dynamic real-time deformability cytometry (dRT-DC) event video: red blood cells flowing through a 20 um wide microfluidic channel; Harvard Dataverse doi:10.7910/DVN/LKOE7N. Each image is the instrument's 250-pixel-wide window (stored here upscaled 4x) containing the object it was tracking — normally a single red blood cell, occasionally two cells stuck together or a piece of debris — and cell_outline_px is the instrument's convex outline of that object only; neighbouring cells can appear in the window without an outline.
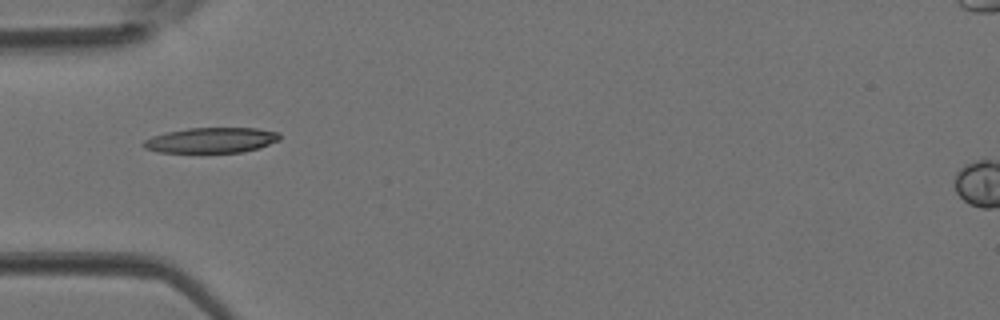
{"species": "Egyptian fruit bat (a non-hibernating species)", "species_latin": "Rousettus aegyptiacus", "temperature_condition": "room temperature", "stored_images_in_passage": 11, "camera_frame_rate_fps": 3000, "um_per_image_px": 0.085, "animal": {"sex": "female"}, "frame": {"image": 1, "passage_image": 1, "time_ms": 0.0, "image_size_px": [1000, 320], "cell_outline_px": [[280, 140], [260, 148], [244, 152], [160, 152], [144, 148], [140, 144], [144, 140], [152, 136], [168, 132], [188, 128], [256, 128], [280, 132]], "centroid_in_image_um": [17.98, 11.92], "position_along_channel_um": 67.0, "area_um2": 20.17}}
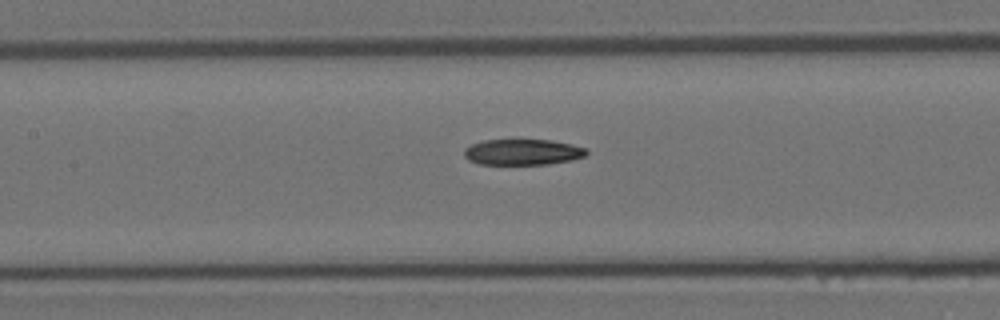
{"frame": {"image": 2, "passage_image": 7, "time_ms": 2.0, "image_size_px": [1000, 320], "cell_outline_px": [[588, 152], [584, 156], [572, 160], [548, 164], [480, 164], [468, 160], [464, 156], [464, 148], [472, 144], [484, 140], [516, 136], [552, 140], [572, 144], [588, 148]], "centroid_in_image_um": [44.42, 12.86], "position_along_channel_um": 163.0, "area_um2": 19.48}}
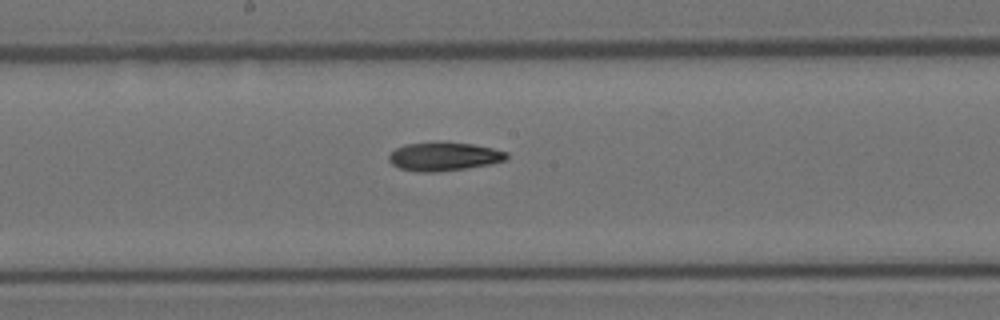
{"frame": {"image": 3, "passage_image": 10, "time_ms": 3.0, "image_size_px": [1000, 320], "cell_outline_px": [[508, 160], [488, 164], [464, 168], [436, 172], [416, 172], [400, 168], [392, 164], [388, 160], [388, 156], [396, 148], [404, 144], [472, 144], [492, 148], [508, 152]], "centroid_in_image_um": [37.73, 13.33], "position_along_channel_um": 210.5, "area_um2": 18.96}}